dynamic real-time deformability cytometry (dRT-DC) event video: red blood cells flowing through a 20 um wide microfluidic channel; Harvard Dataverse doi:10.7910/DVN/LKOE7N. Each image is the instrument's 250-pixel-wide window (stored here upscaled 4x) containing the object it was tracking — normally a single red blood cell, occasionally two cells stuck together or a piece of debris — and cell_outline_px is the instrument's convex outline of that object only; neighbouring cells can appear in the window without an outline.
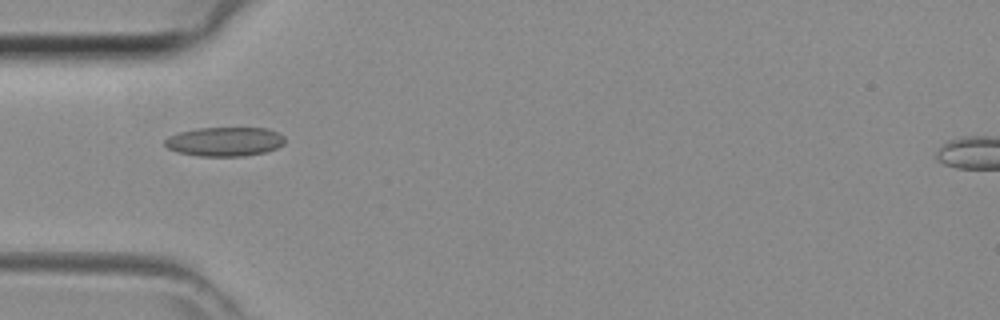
{"species": "common noctule bat (a hibernating species)", "species_latin": "Nyctalus noctula", "temperature_condition": "room temperature", "stored_images_in_passage": 44, "camera_frame_rate_fps": 3000, "um_per_image_px": 0.085, "animal": {"sex": "female", "body_mass_g": 29.2, "forearm_length_mm": 56.3}, "frame": {"image": 1, "passage_image": 14, "time_ms": 4.333, "image_size_px": [1000, 320], "cell_outline_px": [[284, 144], [276, 148], [264, 152], [244, 156], [200, 156], [176, 152], [168, 148], [164, 144], [164, 140], [168, 136], [176, 132], [196, 128], [268, 128], [284, 136]], "centroid_in_image_um": [19.06, 12.03], "position_along_channel_um": 65.9, "area_um2": 20.52}}
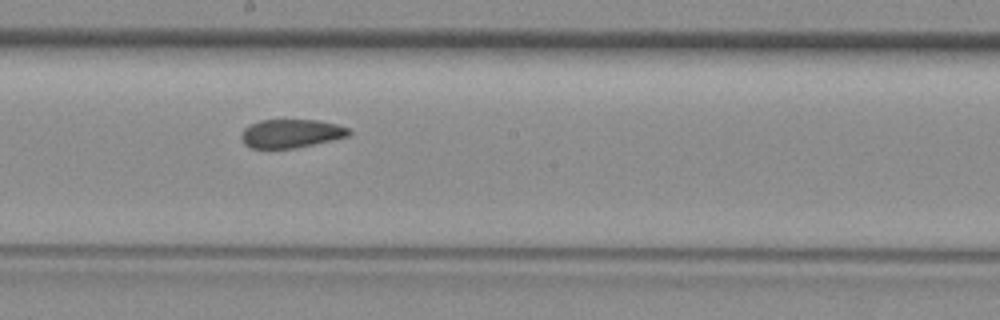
{"frame": {"image": 2, "passage_image": 24, "time_ms": 7.667, "image_size_px": [1000, 320], "cell_outline_px": [[352, 132], [348, 136], [332, 140], [292, 148], [252, 148], [244, 144], [240, 136], [240, 132], [244, 128], [260, 120], [320, 120], [336, 124], [348, 128]], "centroid_in_image_um": [24.72, 11.34], "position_along_channel_um": 223.5, "area_um2": 17.8}}
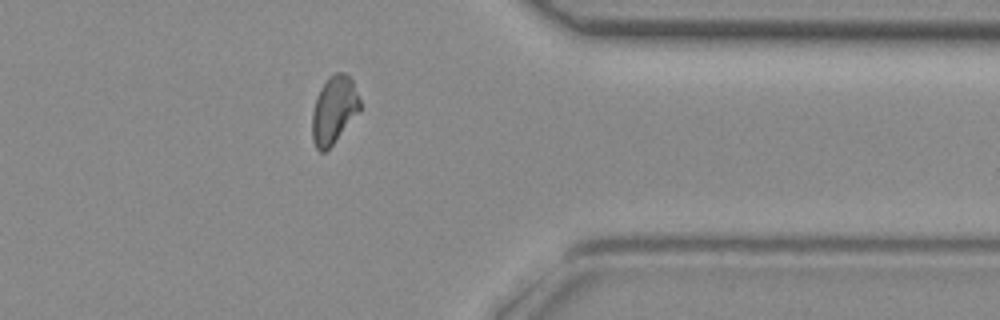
{"frame": {"image": 3, "passage_image": 35, "time_ms": 11.333, "image_size_px": [1000, 320], "cell_outline_px": [[360, 112], [332, 144], [324, 152], [320, 152], [316, 148], [312, 140], [312, 112], [320, 88], [328, 76], [336, 72], [344, 72], [352, 80], [360, 100]], "centroid_in_image_um": [28.38, 9.33], "position_along_channel_um": 383.0, "area_um2": 18.79}}